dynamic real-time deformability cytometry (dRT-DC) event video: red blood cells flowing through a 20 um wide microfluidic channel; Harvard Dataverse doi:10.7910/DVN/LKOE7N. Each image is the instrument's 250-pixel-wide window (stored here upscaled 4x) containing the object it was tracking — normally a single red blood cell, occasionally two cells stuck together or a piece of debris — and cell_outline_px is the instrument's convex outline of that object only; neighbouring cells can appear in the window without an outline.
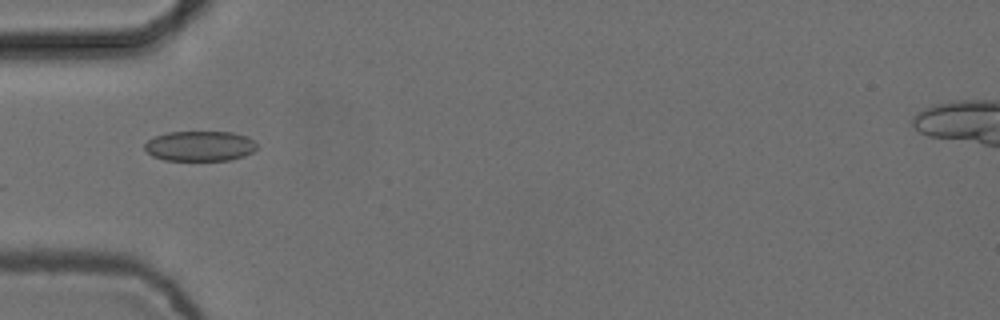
{"species": "common noctule bat (a hibernating species)", "species_latin": "Nyctalus noctula", "temperature_condition": "cold", "stored_images_in_passage": 7, "camera_frame_rate_fps": 3000, "um_per_image_px": 0.085, "animal": {"sex": "female", "body_mass_g": 24.6, "forearm_length_mm": 56.2}, "frame": {"image": 1, "passage_image": 4, "time_ms": 1.0, "image_size_px": [1000, 320], "cell_outline_px": [[256, 148], [252, 152], [244, 156], [228, 160], [164, 160], [152, 156], [144, 148], [144, 144], [148, 140], [156, 136], [168, 132], [232, 132], [244, 136], [252, 140], [256, 144]], "centroid_in_image_um": [16.96, 12.42], "position_along_channel_um": 68.0, "area_um2": 19.54}}
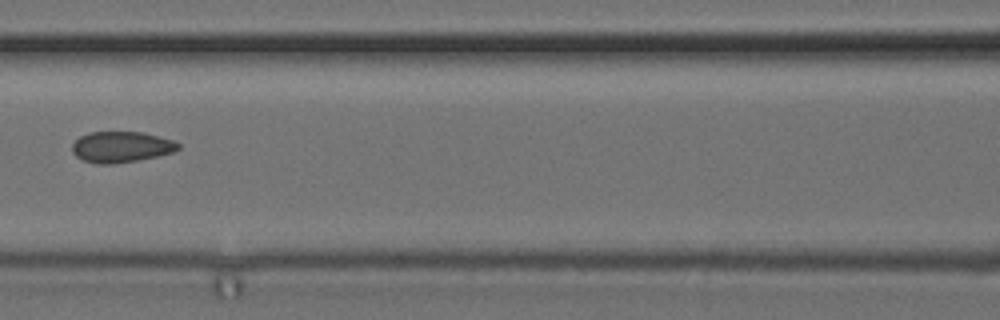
{"frame": {"image": 2, "passage_image": 6, "time_ms": 1.667, "image_size_px": [1000, 320], "cell_outline_px": [[180, 148], [172, 152], [156, 156], [136, 160], [112, 164], [96, 164], [84, 160], [76, 156], [72, 152], [72, 144], [80, 136], [88, 132], [144, 132], [172, 140], [180, 144]], "centroid_in_image_um": [10.28, 12.48], "position_along_channel_um": 156.3, "area_um2": 19.02}}
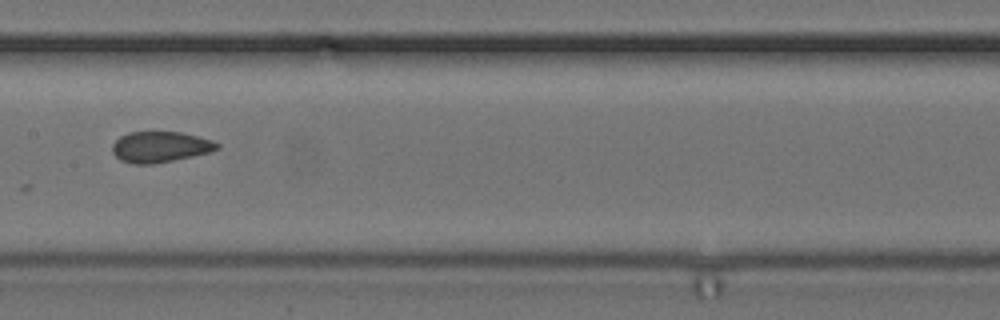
{"frame": {"image": 3, "passage_image": 7, "time_ms": 2.0, "image_size_px": [1000, 320], "cell_outline_px": [[220, 148], [208, 152], [192, 156], [152, 164], [132, 164], [120, 160], [112, 152], [112, 144], [120, 136], [128, 132], [180, 132], [212, 140], [220, 144]], "centroid_in_image_um": [13.58, 12.48], "position_along_channel_um": 193.8, "area_um2": 18.73}}